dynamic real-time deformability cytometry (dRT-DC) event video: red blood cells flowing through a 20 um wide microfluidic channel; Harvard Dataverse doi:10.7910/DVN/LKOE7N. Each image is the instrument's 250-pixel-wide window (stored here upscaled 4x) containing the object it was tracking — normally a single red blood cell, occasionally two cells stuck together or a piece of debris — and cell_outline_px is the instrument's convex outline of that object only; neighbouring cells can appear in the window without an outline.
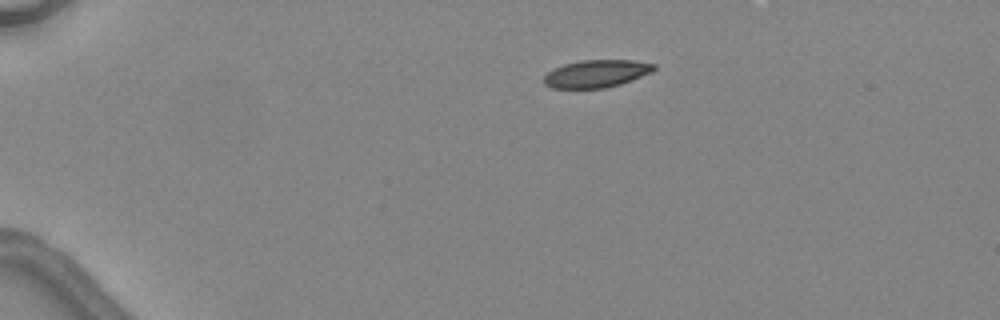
{"species": "common noctule bat (a hibernating species)", "species_latin": "Nyctalus noctula", "temperature_condition": "warm", "stored_images_in_passage": 2, "camera_frame_rate_fps": 3000, "um_per_image_px": 0.085, "animal": {"sex": "female", "body_mass_g": 24.6, "forearm_length_mm": 56.2}, "frame": {"image": 1, "passage_image": 1, "time_ms": 0.0, "image_size_px": [1000, 320], "cell_outline_px": [[656, 68], [652, 72], [632, 80], [620, 84], [604, 88], [552, 88], [544, 84], [544, 76], [548, 72], [564, 64], [580, 60], [632, 60], [656, 64]], "centroid_in_image_um": [50.71, 6.26], "position_along_channel_um": 34.3, "area_um2": 17.63}}